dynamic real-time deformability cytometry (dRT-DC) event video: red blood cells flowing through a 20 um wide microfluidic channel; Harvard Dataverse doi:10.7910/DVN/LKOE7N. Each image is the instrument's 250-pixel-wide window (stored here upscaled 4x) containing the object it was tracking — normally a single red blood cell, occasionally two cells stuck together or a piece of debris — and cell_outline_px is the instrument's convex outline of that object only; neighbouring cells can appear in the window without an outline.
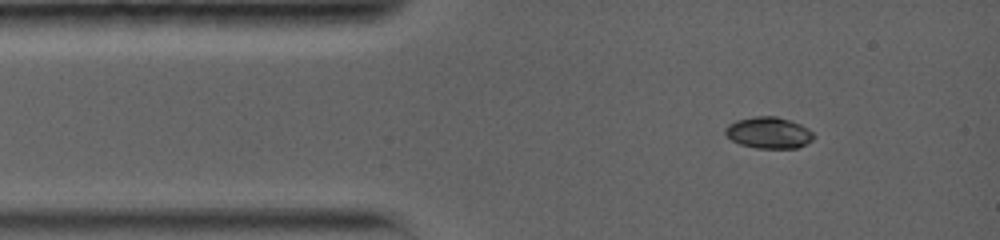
{"species": "common noctule bat (a hibernating species)", "species_latin": "Nyctalus noctula", "temperature_condition": "warm", "stored_images_in_passage": 42, "segment_of_instrument_passage": [1, 2], "camera_frame_rate_fps": 5000, "um_per_image_px": 0.085, "animal": {"sex": "female", "body_mass_g": 19.0, "forearm_length_mm": 56.7}, "frame": {"image": 1, "passage_image": 1, "time_ms": 0.0, "image_size_px": [1000, 240], "cell_outline_px": [[812, 140], [796, 148], [756, 148], [740, 144], [732, 140], [724, 132], [724, 128], [728, 124], [736, 120], [756, 116], [776, 116], [800, 124], [808, 128], [812, 132]], "centroid_in_image_um": [65.3, 11.27], "position_along_channel_um": 19.7, "area_um2": 16.01}}
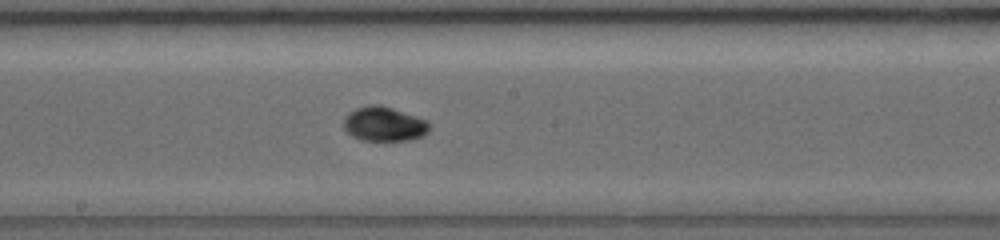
{"frame": {"image": 2, "passage_image": 18, "time_ms": 6.0, "image_size_px": [1000, 240], "cell_outline_px": [[428, 132], [424, 136], [412, 140], [360, 140], [352, 136], [344, 128], [344, 116], [348, 112], [356, 108], [368, 104], [380, 104], [428, 120]], "centroid_in_image_um": [32.64, 10.53], "position_along_channel_um": 215.6, "area_um2": 17.34}}
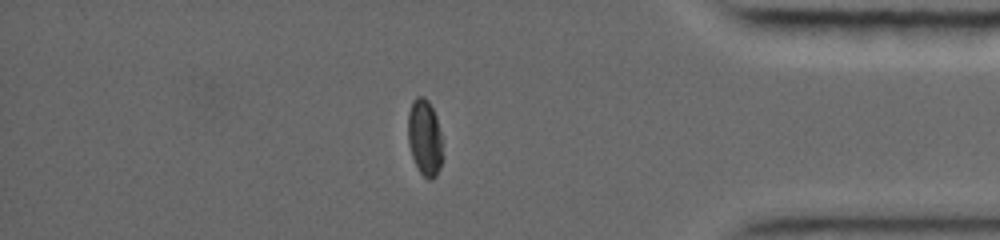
{"frame": {"image": 3, "passage_image": 31, "time_ms": 11.4, "image_size_px": [1000, 240], "cell_outline_px": [[444, 160], [436, 176], [432, 180], [428, 180], [420, 172], [412, 156], [408, 144], [408, 112], [412, 100], [416, 96], [424, 96], [428, 100], [436, 116], [440, 132], [444, 156]], "centroid_in_image_um": [36.11, 11.71], "position_along_channel_um": 399.1, "area_um2": 15.78}}